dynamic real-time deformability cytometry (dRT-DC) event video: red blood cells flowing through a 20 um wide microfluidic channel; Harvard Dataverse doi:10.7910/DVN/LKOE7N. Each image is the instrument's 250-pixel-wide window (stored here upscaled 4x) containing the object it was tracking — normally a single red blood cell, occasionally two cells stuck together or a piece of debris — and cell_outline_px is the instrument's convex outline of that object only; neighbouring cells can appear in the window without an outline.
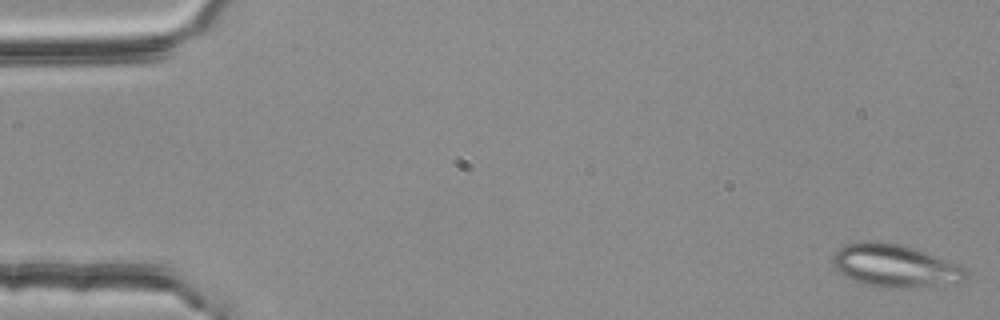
{"species": "common noctule bat (a hibernating species)", "species_latin": "Nyctalus noctula", "temperature_condition": "room temperature", "stored_images_in_passage": 54, "segment_of_instrument_passage": [1, 2], "camera_frame_rate_fps": 3000, "um_per_image_px": 0.085, "animal": {"sex": "female", "body_mass_g": 25.1}, "frame": {"image": 1, "passage_image": 1, "time_ms": 0.0, "image_size_px": [1000, 320], "cell_outline_px": [[968, 276], [964, 280], [924, 288], [884, 288], [864, 284], [852, 280], [840, 272], [832, 264], [832, 256], [836, 248], [844, 244], [864, 240], [876, 240], [900, 244], [960, 264], [968, 272]], "centroid_in_image_um": [76.04, 22.59], "position_along_channel_um": 9.0, "area_um2": 33.7}}